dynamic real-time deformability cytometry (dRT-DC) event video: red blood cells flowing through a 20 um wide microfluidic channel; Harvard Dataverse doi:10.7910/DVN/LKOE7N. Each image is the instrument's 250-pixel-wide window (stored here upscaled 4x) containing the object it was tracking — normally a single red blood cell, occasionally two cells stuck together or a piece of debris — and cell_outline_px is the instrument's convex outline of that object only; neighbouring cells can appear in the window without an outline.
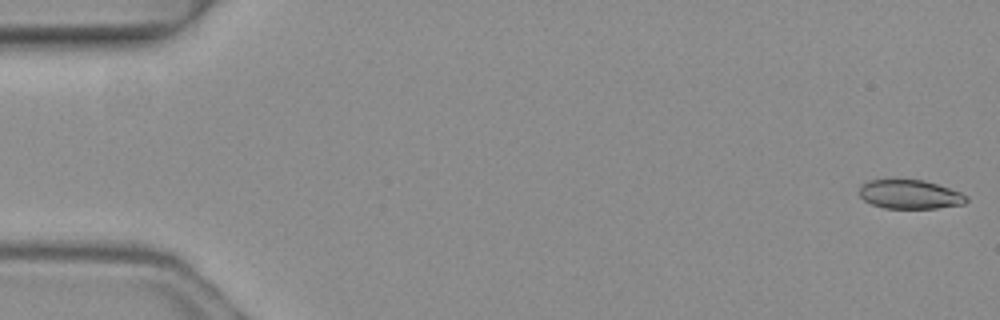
{"species": "common noctule bat (a hibernating species)", "species_latin": "Nyctalus noctula", "temperature_condition": "warm", "stored_images_in_passage": 6, "camera_frame_rate_fps": 3000, "um_per_image_px": 0.085, "animal": {"sex": "female", "body_mass_g": 19.3, "forearm_length_mm": 54.1}, "frame": {"image": 1, "passage_image": 1, "time_ms": 0.0, "image_size_px": [1000, 320], "cell_outline_px": [[968, 200], [964, 204], [936, 208], [884, 208], [872, 204], [864, 200], [860, 196], [860, 184], [868, 180], [888, 176], [924, 180], [960, 192], [968, 196]], "centroid_in_image_um": [77.27, 16.47], "position_along_channel_um": 7.7, "area_um2": 18.79}}
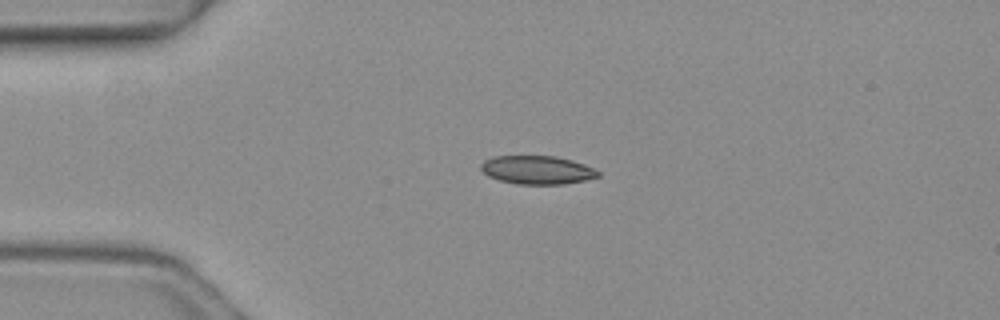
{"frame": {"image": 2, "passage_image": 4, "time_ms": 1.0, "image_size_px": [1000, 320], "cell_outline_px": [[600, 176], [584, 180], [564, 184], [516, 184], [500, 180], [488, 176], [480, 168], [480, 164], [484, 160], [492, 156], [556, 156], [572, 160], [584, 164], [600, 172]], "centroid_in_image_um": [45.64, 14.44], "position_along_channel_um": 39.4, "area_um2": 19.42}}
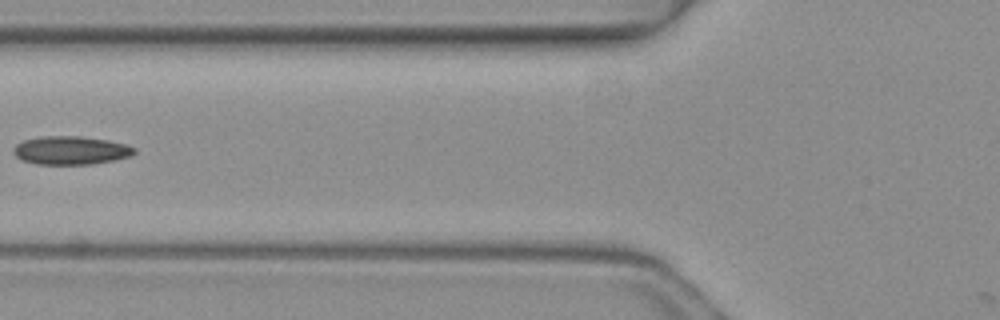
{"frame": {"image": 3, "passage_image": 6, "time_ms": 1.667, "image_size_px": [1000, 320], "cell_outline_px": [[136, 152], [132, 156], [116, 160], [92, 164], [36, 164], [20, 160], [12, 152], [12, 148], [16, 144], [24, 140], [40, 136], [80, 136], [108, 140], [124, 144], [136, 148]], "centroid_in_image_um": [6.0, 12.78], "position_along_channel_um": 119.8, "area_um2": 20.23}}